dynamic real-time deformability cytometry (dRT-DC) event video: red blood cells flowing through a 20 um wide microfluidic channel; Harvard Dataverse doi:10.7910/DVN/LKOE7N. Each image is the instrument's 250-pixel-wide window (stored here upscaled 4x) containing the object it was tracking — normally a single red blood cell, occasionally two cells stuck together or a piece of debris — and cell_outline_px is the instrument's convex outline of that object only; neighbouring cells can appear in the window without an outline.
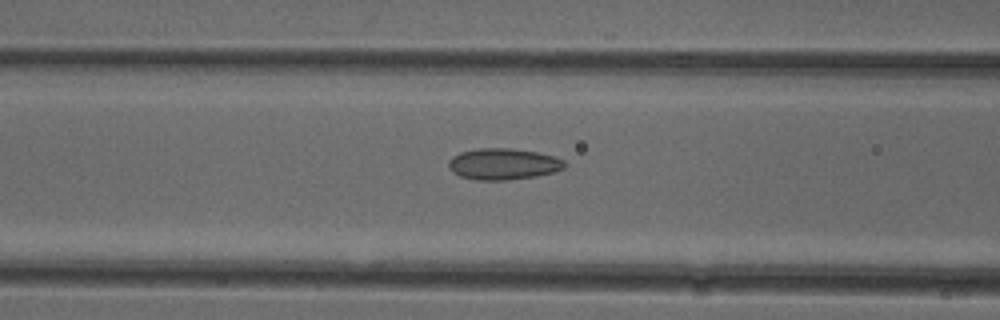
{"species": "common noctule bat (a hibernating species)", "species_latin": "Nyctalus noctula", "temperature_condition": "cold", "stored_images_in_passage": 52, "camera_frame_rate_fps": 3000, "um_per_image_px": 0.085, "animal": {"sex": "female"}, "frame": {"image": 1, "passage_image": 21, "time_ms": 6.667, "image_size_px": [1000, 320], "cell_outline_px": [[564, 168], [552, 172], [536, 176], [508, 180], [476, 180], [460, 176], [452, 172], [448, 168], [448, 160], [452, 156], [460, 152], [480, 148], [512, 148], [536, 152], [556, 156], [564, 160]], "centroid_in_image_um": [42.74, 13.94], "position_along_channel_um": 123.9, "area_um2": 21.27}}
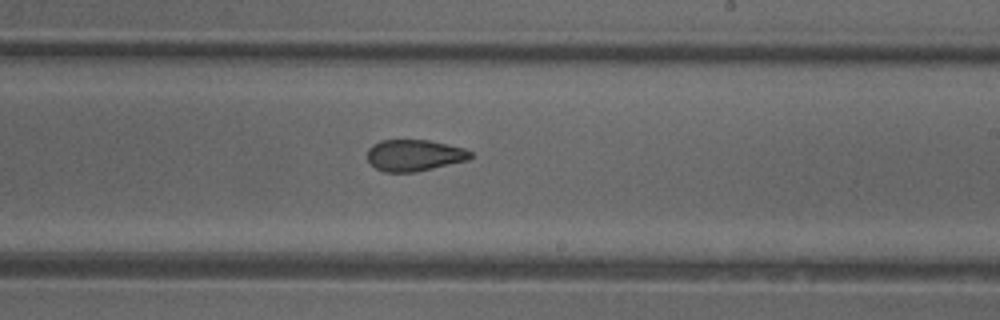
{"frame": {"image": 2, "passage_image": 31, "time_ms": 10.0, "image_size_px": [1000, 320], "cell_outline_px": [[472, 156], [468, 160], [416, 172], [384, 172], [376, 168], [368, 160], [368, 148], [372, 144], [380, 140], [428, 140], [448, 144], [464, 148], [472, 152]], "centroid_in_image_um": [35.22, 13.2], "position_along_channel_um": 253.8, "area_um2": 18.96}}
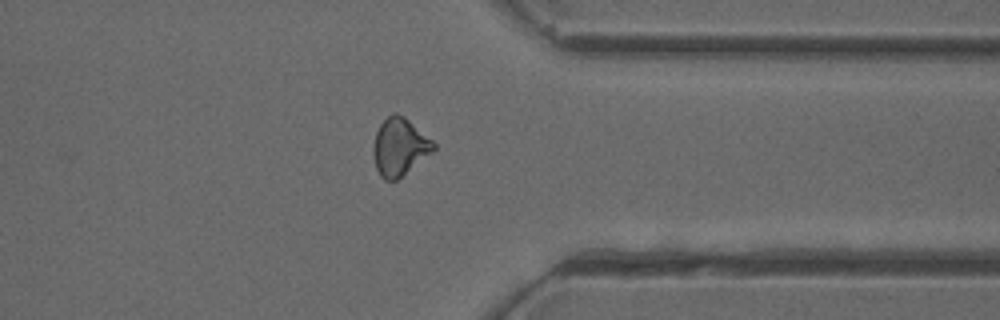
{"frame": {"image": 3, "passage_image": 41, "time_ms": 13.333, "image_size_px": [1000, 320], "cell_outline_px": [[436, 148], [432, 152], [396, 180], [384, 180], [380, 176], [376, 168], [372, 152], [372, 144], [376, 132], [380, 124], [392, 112], [396, 112], [404, 116], [432, 140], [436, 144]], "centroid_in_image_um": [33.93, 12.47], "position_along_channel_um": 377.5, "area_um2": 20.11}, "authors_computed_cell_mechanics": {"area_um2": 20.1144, "velocity_mm_per_s": 3.8926, "shape_relaxation_time_tau1_ms": 10.8919, "shape_relaxation_time_tau2_ms": 2.3351, "deformation_change_tau1": 0.1635, "deformation_change_tau2": 0.0778}}